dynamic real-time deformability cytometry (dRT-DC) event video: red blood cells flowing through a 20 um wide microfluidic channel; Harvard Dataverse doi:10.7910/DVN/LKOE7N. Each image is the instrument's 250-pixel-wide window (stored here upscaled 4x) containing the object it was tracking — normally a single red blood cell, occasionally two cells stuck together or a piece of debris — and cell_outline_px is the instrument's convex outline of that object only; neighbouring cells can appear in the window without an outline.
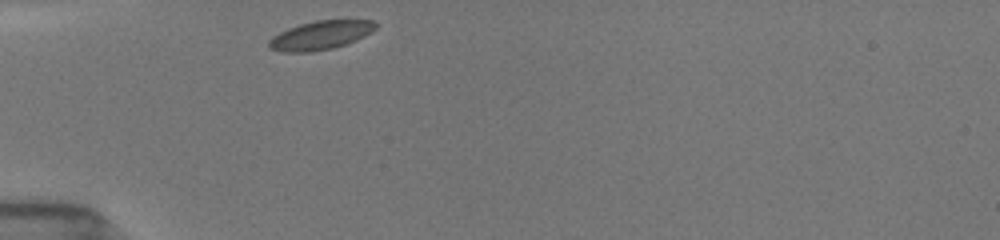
{"species": "common noctule bat (a hibernating species)", "species_latin": "Nyctalus noctula", "temperature_condition": "room temperature", "stored_images_in_passage": 30, "camera_frame_rate_fps": 3000, "um_per_image_px": 0.085, "animal": {"sex": "female", "body_mass_g": 19.5, "forearm_length_mm": 54.1}, "frame": {"image": 1, "passage_image": 1, "time_ms": 0.0, "image_size_px": [1000, 240], "cell_outline_px": [[376, 28], [372, 32], [356, 40], [332, 48], [312, 52], [280, 52], [268, 48], [268, 40], [272, 36], [288, 28], [300, 24], [316, 20], [372, 20], [376, 24]], "centroid_in_image_um": [27.2, 3.0], "position_along_channel_um": 57.8, "area_um2": 17.92}}
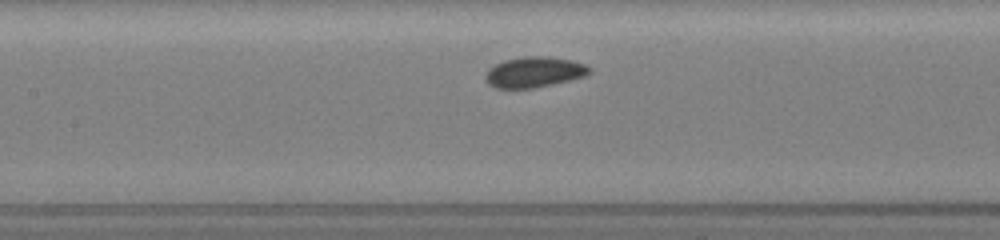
{"frame": {"image": 2, "passage_image": 10, "time_ms": 3.0, "image_size_px": [1000, 240], "cell_outline_px": [[592, 72], [584, 76], [536, 88], [496, 88], [488, 84], [484, 80], [484, 76], [488, 68], [504, 60], [524, 56], [548, 56], [572, 60], [584, 64], [592, 68]], "centroid_in_image_um": [45.39, 6.12], "position_along_channel_um": 162.0, "area_um2": 18.67}}
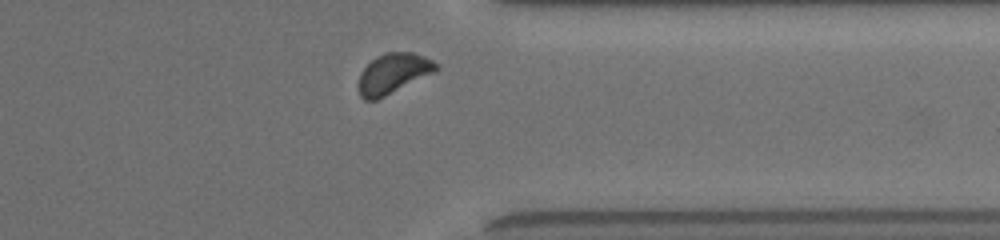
{"frame": {"image": 3, "passage_image": 27, "time_ms": 8.667, "image_size_px": [1000, 240], "cell_outline_px": [[440, 68], [376, 100], [364, 100], [360, 96], [360, 72], [376, 56], [384, 52], [412, 52], [424, 56], [440, 64]], "centroid_in_image_um": [33.42, 6.21], "position_along_channel_um": 378.0, "area_um2": 17.69}, "authors_computed_cell_mechanics": {"area_um2": 17.9758, "velocity_mm_per_s": 3.8442, "shape_relaxation_time_tau1_ms": 0.8099, "shape_relaxation_time_tau2_ms": 2.812, "deformation_change_tau1": 0.0372, "deformation_change_tau2": 0.0534}}